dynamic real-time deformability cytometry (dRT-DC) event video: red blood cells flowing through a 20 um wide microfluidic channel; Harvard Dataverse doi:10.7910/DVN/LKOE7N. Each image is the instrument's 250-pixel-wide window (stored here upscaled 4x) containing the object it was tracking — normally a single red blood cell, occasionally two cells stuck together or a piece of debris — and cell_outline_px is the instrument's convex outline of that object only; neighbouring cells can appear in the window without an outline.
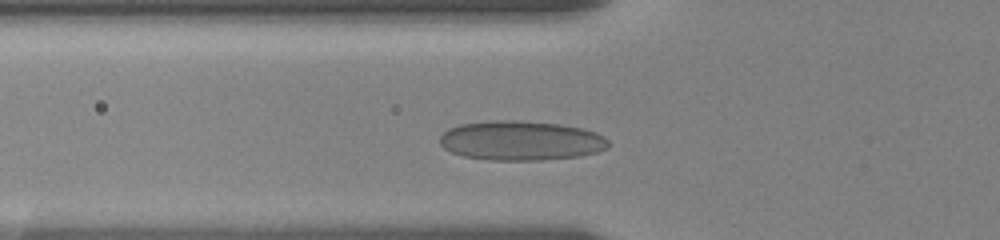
{"species": "human", "species_latin": "Homo sapiens", "temperature_condition": "room temperature", "stored_images_in_passage": 21, "camera_frame_rate_fps": 3000, "um_per_image_px": 0.085, "donor": {"sex": "female"}, "frame": {"image": 1, "passage_image": 7, "time_ms": 2.667, "image_size_px": [1000, 240], "cell_outline_px": [[608, 148], [596, 152], [580, 156], [544, 160], [488, 160], [464, 156], [452, 152], [444, 148], [440, 144], [440, 136], [448, 128], [460, 124], [492, 120], [512, 120], [560, 124], [584, 128], [596, 132], [604, 136], [608, 140]], "centroid_in_image_um": [44.29, 11.95], "position_along_channel_um": 81.5, "area_um2": 39.02}}
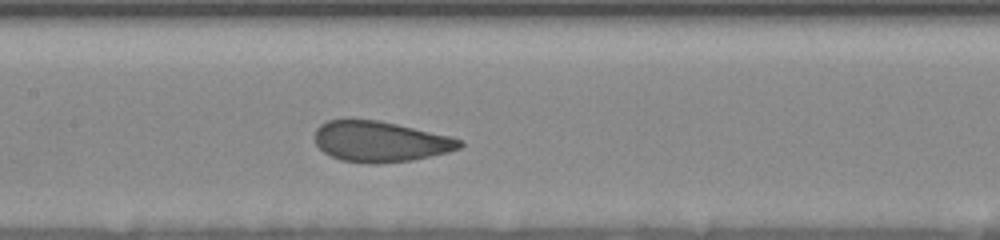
{"frame": {"image": 2, "passage_image": 14, "time_ms": 5.333, "image_size_px": [1000, 240], "cell_outline_px": [[464, 144], [460, 148], [448, 152], [432, 156], [412, 160], [376, 164], [368, 164], [340, 160], [324, 152], [316, 144], [316, 128], [320, 124], [328, 120], [376, 120], [396, 124], [448, 136], [460, 140]], "centroid_in_image_um": [32.31, 12.05], "position_along_channel_um": 175.1, "area_um2": 33.99}}
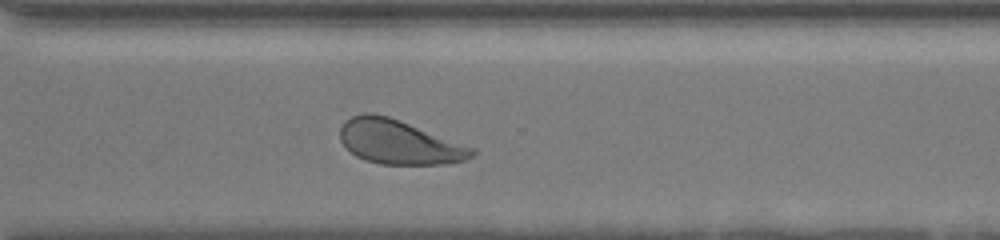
{"frame": {"image": 3, "passage_image": 21, "time_ms": 10.0, "image_size_px": [1000, 240], "cell_outline_px": [[476, 152], [472, 156], [464, 160], [444, 164], [380, 164], [364, 160], [356, 156], [340, 140], [340, 128], [344, 120], [352, 116], [364, 112], [372, 112], [388, 116], [400, 120], [476, 148]], "centroid_in_image_um": [33.91, 12.06], "position_along_channel_um": 336.7, "area_um2": 34.04}}